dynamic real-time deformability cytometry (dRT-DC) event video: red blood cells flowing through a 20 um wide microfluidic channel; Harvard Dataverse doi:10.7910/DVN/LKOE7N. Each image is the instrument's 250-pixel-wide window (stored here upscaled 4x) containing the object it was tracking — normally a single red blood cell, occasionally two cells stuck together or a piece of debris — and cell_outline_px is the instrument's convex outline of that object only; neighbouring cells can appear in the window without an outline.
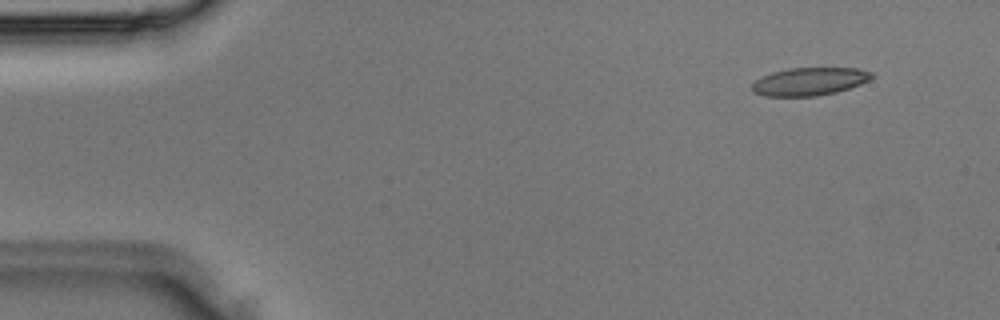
{"species": "Egyptian fruit bat (a non-hibernating species)", "species_latin": "Rousettus aegyptiacus", "temperature_condition": "room temperature", "stored_images_in_passage": 36, "camera_frame_rate_fps": 3000, "um_per_image_px": 0.085, "animal": {"sex": "male"}, "frame": {"image": 1, "passage_image": 3, "time_ms": 0.667, "image_size_px": [1000, 320], "cell_outline_px": [[876, 76], [860, 84], [836, 92], [816, 96], [764, 96], [752, 92], [752, 84], [756, 80], [772, 72], [788, 68], [856, 68], [872, 72]], "centroid_in_image_um": [68.81, 6.92], "position_along_channel_um": 16.2, "area_um2": 19.42}}
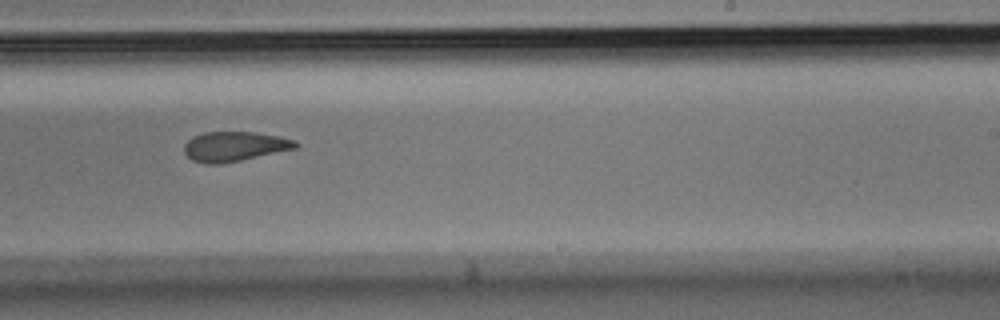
{"frame": {"image": 2, "passage_image": 22, "time_ms": 7.0, "image_size_px": [1000, 320], "cell_outline_px": [[300, 144], [296, 148], [240, 160], [220, 164], [204, 164], [192, 160], [184, 152], [184, 144], [192, 136], [204, 132], [256, 132], [280, 136], [296, 140]], "centroid_in_image_um": [19.92, 12.44], "position_along_channel_um": 269.1, "area_um2": 19.36}}
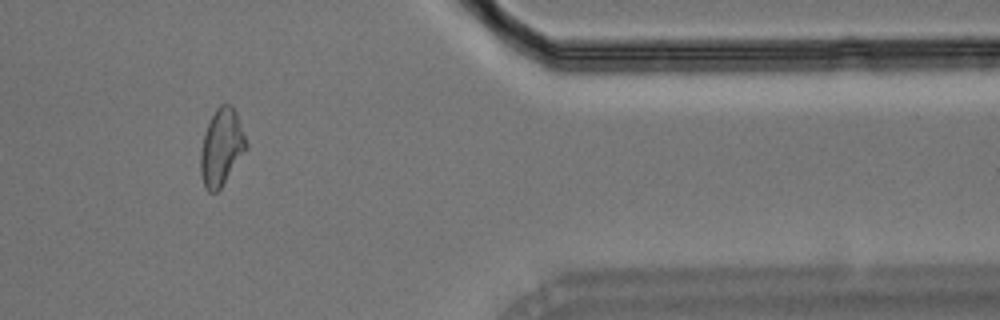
{"frame": {"image": 3, "passage_image": 30, "time_ms": 9.667, "image_size_px": [1000, 320], "cell_outline_px": [[248, 148], [220, 188], [216, 192], [208, 192], [204, 188], [200, 172], [200, 152], [204, 132], [216, 108], [220, 104], [232, 104], [236, 112], [248, 144]], "centroid_in_image_um": [18.82, 12.52], "position_along_channel_um": 392.6, "area_um2": 20.46}}